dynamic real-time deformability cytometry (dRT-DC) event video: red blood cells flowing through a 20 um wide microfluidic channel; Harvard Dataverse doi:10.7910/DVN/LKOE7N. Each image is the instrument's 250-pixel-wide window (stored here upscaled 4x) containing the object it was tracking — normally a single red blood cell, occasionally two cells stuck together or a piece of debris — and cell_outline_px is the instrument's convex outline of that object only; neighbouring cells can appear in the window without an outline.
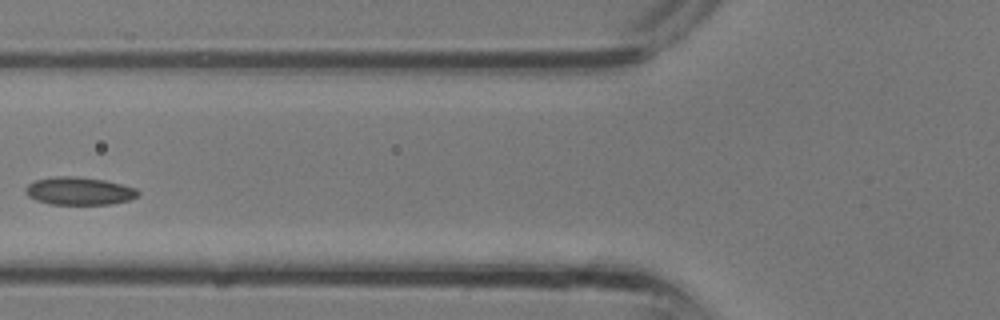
{"species": "common noctule bat (a hibernating species)", "species_latin": "Nyctalus noctula", "temperature_condition": "room temperature", "stored_images_in_passage": 29, "segment_of_instrument_passage": [2, 2], "camera_frame_rate_fps": 3000, "um_per_image_px": 0.085, "animal": {"sex": "male", "body_mass_g": 13.3}, "frame": {"image": 1, "passage_image": 10, "time_ms": 3.0, "image_size_px": [1000, 320], "cell_outline_px": [[140, 196], [132, 200], [112, 204], [48, 204], [36, 200], [28, 196], [24, 192], [24, 188], [28, 184], [36, 180], [60, 176], [76, 176], [104, 180], [136, 188], [140, 192]], "centroid_in_image_um": [6.75, 16.25], "position_along_channel_um": 119.0, "area_um2": 18.38}}
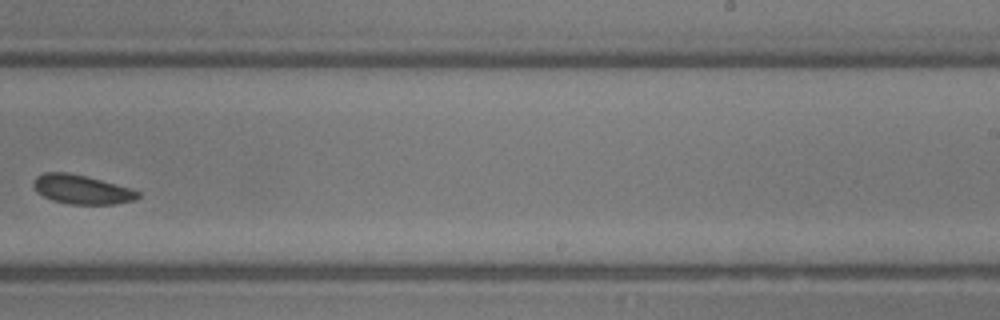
{"frame": {"image": 2, "passage_image": 18, "time_ms": 5.667, "image_size_px": [1000, 320], "cell_outline_px": [[140, 196], [132, 200], [116, 204], [68, 204], [52, 200], [36, 192], [32, 184], [36, 176], [44, 172], [68, 172], [88, 176], [132, 188], [140, 192]], "centroid_in_image_um": [6.93, 16.09], "position_along_channel_um": 282.1, "area_um2": 17.92}}
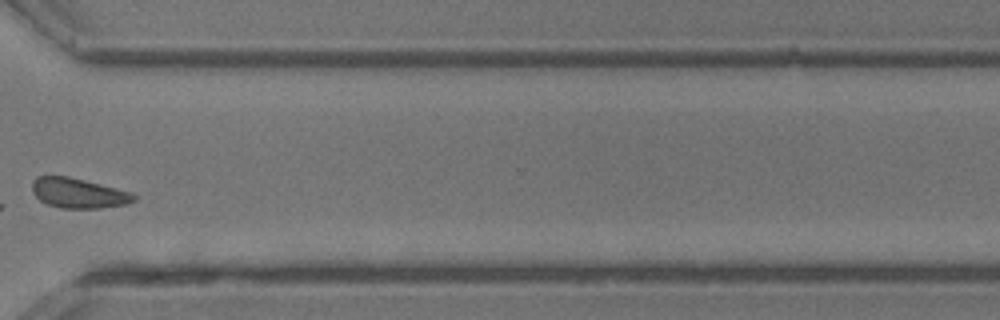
{"frame": {"image": 3, "passage_image": 22, "time_ms": 7.0, "image_size_px": [1000, 320], "cell_outline_px": [[136, 200], [128, 204], [100, 208], [60, 208], [48, 204], [40, 200], [32, 192], [32, 180], [36, 176], [68, 176], [132, 192], [136, 196]], "centroid_in_image_um": [6.67, 16.41], "position_along_channel_um": 363.9, "area_um2": 17.8}}